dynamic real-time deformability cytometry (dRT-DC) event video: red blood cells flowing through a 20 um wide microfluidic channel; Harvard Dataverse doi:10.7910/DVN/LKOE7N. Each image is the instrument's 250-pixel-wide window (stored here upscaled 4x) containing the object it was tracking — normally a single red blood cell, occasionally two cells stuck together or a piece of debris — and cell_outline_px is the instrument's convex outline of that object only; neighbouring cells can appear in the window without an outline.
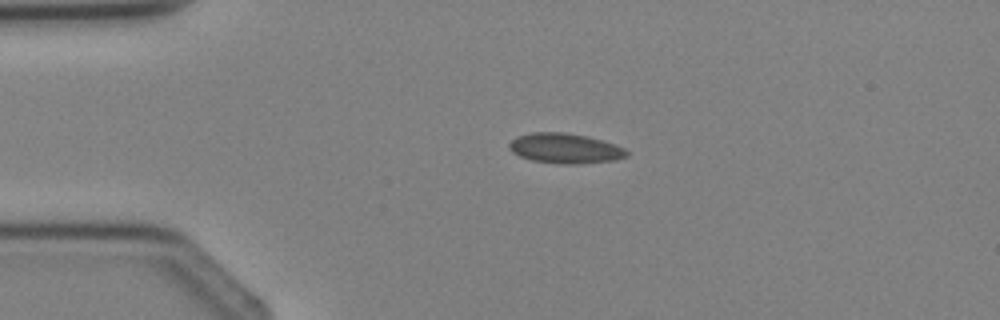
{"species": "Egyptian fruit bat (a non-hibernating species)", "species_latin": "Rousettus aegyptiacus", "temperature_condition": "cold", "stored_images_in_passage": 2, "camera_frame_rate_fps": 3000, "um_per_image_px": 0.085, "animal": {"sex": "female"}, "frame": {"image": 1, "passage_image": 1, "time_ms": 0.0, "image_size_px": [1000, 320], "cell_outline_px": [[628, 156], [616, 160], [580, 164], [564, 164], [532, 160], [520, 156], [512, 152], [508, 148], [508, 144], [516, 136], [532, 132], [564, 132], [588, 136], [624, 148], [628, 152]], "centroid_in_image_um": [48.01, 12.61], "position_along_channel_um": 37.0, "area_um2": 20.58}}